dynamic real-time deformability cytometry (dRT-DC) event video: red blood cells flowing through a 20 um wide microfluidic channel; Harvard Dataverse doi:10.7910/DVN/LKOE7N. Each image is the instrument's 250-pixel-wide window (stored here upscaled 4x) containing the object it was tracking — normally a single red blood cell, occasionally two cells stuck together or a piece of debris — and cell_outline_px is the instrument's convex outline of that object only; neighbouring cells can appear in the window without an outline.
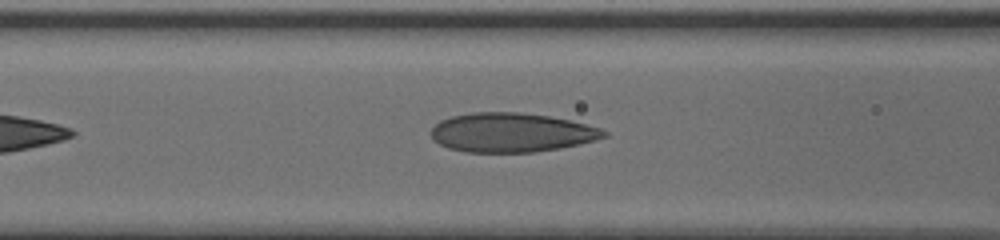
{"species": "human", "species_latin": "Homo sapiens", "temperature_condition": "cold", "stored_images_in_passage": 21, "camera_frame_rate_fps": 3000, "um_per_image_px": 0.085, "donor": {"sex": "male"}, "frame": {"image": 1, "passage_image": 4, "time_ms": 1.0, "image_size_px": [1000, 240], "cell_outline_px": [[608, 136], [596, 140], [580, 144], [560, 148], [532, 152], [464, 152], [448, 148], [432, 140], [428, 132], [440, 120], [452, 116], [472, 112], [520, 112], [548, 116], [568, 120], [600, 128], [608, 132]], "centroid_in_image_um": [43.43, 11.27], "position_along_channel_um": 123.2, "area_um2": 39.65}}
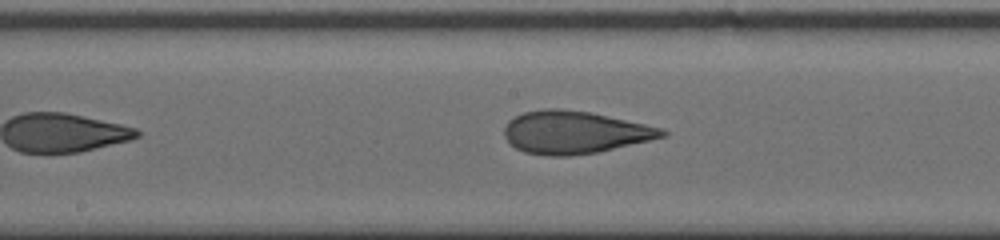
{"frame": {"image": 2, "passage_image": 10, "time_ms": 3.0, "image_size_px": [1000, 240], "cell_outline_px": [[668, 136], [596, 152], [568, 156], [548, 156], [524, 152], [516, 148], [504, 136], [504, 128], [508, 120], [524, 112], [544, 108], [560, 108], [588, 112], [644, 124], [660, 128], [668, 132]], "centroid_in_image_um": [48.8, 11.25], "position_along_channel_um": 199.4, "area_um2": 38.84}}
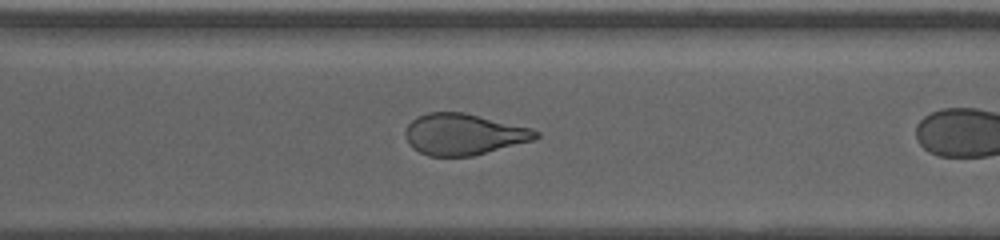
{"frame": {"image": 3, "passage_image": 17, "time_ms": 5.333, "image_size_px": [1000, 240], "cell_outline_px": [[540, 136], [532, 140], [472, 156], [428, 156], [412, 148], [408, 144], [404, 132], [408, 124], [412, 120], [428, 112], [464, 112], [532, 128], [540, 132]], "centroid_in_image_um": [39.39, 11.41], "position_along_channel_um": 331.2, "area_um2": 31.27}}